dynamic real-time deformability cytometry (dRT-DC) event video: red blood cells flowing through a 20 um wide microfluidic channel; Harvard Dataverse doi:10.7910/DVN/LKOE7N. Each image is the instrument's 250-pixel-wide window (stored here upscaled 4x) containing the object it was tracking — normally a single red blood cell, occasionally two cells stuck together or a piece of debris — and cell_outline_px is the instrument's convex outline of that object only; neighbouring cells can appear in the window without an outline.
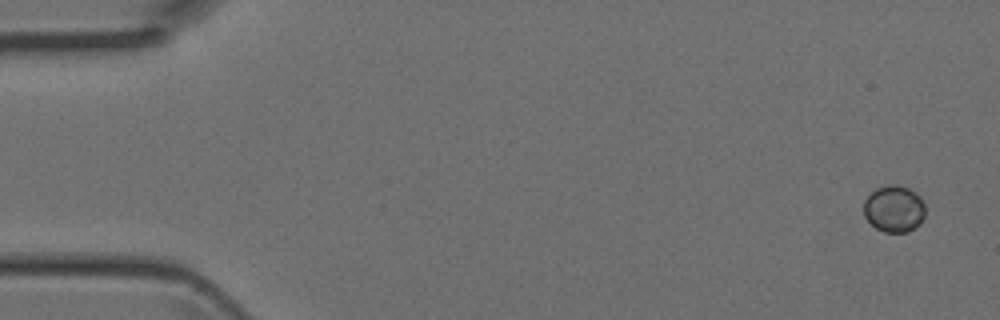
{"species": "Egyptian fruit bat (a non-hibernating species)", "species_latin": "Rousettus aegyptiacus", "temperature_condition": "room temperature", "stored_images_in_passage": 4, "camera_frame_rate_fps": 3000, "um_per_image_px": 0.085, "animal": {"sex": "female"}, "frame": {"image": 1, "passage_image": 1, "time_ms": 0.0, "image_size_px": [1000, 320], "cell_outline_px": [[924, 216], [920, 224], [908, 232], [884, 232], [876, 228], [864, 216], [864, 200], [876, 188], [888, 184], [896, 184], [908, 188], [916, 192], [920, 196], [924, 204]], "centroid_in_image_um": [76.0, 17.74], "position_along_channel_um": 9.0, "area_um2": 16.82}}
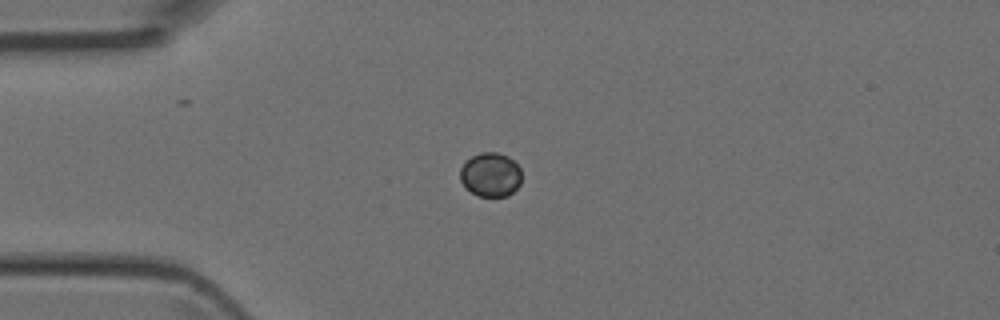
{"frame": {"image": 2, "passage_image": 4, "time_ms": 1.0, "image_size_px": [1000, 320], "cell_outline_px": [[520, 184], [508, 196], [480, 196], [464, 188], [460, 180], [460, 168], [472, 156], [480, 152], [496, 152], [508, 156], [520, 168]], "centroid_in_image_um": [41.68, 14.85], "position_along_channel_um": 43.3, "area_um2": 15.72}}